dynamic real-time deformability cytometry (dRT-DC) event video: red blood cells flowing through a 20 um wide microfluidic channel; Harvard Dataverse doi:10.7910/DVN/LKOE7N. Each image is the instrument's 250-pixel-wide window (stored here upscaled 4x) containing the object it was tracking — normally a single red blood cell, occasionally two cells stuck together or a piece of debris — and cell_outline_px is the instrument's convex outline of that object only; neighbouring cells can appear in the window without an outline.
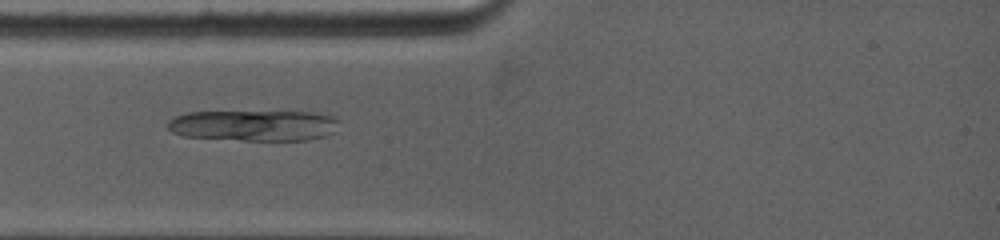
{"species": "common noctule bat (a hibernating species)", "species_latin": "Nyctalus noctula", "temperature_condition": "warm", "stored_images_in_passage": 45, "camera_frame_rate_fps": 5000, "um_per_image_px": 0.085, "animal": {"sex": "female", "body_mass_g": 19.0, "forearm_length_mm": 53.3}, "frame": {"image": 1, "passage_image": 1, "time_ms": 0.0, "image_size_px": [1000, 240], "cell_outline_px": [[340, 120], [336, 132], [324, 136], [308, 140], [240, 140], [184, 136], [172, 132], [168, 128], [168, 120], [176, 116], [188, 112], [316, 112], [336, 116]], "centroid_in_image_um": [21.65, 10.66], "position_along_channel_um": 63.4, "area_um2": 31.04}}
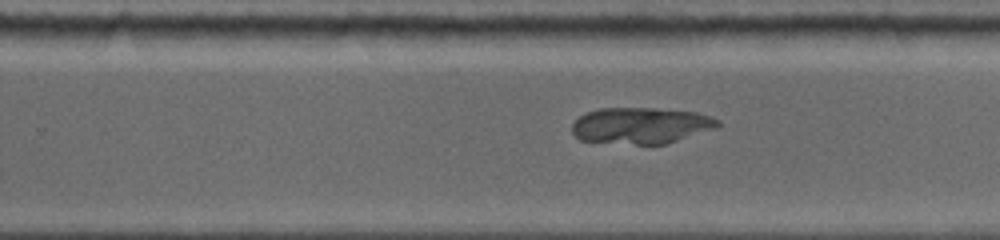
{"frame": {"image": 2, "passage_image": 25, "time_ms": 5.4, "image_size_px": [1000, 240], "cell_outline_px": [[720, 124], [716, 128], [664, 144], [636, 144], [580, 140], [572, 132], [572, 124], [580, 116], [588, 112], [600, 108], [656, 108], [696, 112], [712, 116], [720, 120]], "centroid_in_image_um": [54.5, 10.66], "position_along_channel_um": 275.3, "area_um2": 30.63}}
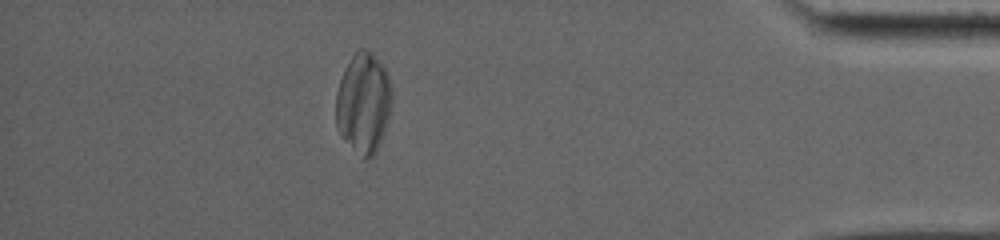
{"frame": {"image": 3, "passage_image": 45, "time_ms": 10.0, "image_size_px": [1000, 240], "cell_outline_px": [[392, 100], [388, 120], [384, 132], [376, 152], [368, 160], [364, 160], [340, 136], [336, 128], [336, 92], [344, 68], [352, 56], [360, 48], [364, 48], [372, 52], [384, 68], [388, 76], [392, 88]], "centroid_in_image_um": [30.89, 8.77], "position_along_channel_um": 404.3, "area_um2": 33.0}}